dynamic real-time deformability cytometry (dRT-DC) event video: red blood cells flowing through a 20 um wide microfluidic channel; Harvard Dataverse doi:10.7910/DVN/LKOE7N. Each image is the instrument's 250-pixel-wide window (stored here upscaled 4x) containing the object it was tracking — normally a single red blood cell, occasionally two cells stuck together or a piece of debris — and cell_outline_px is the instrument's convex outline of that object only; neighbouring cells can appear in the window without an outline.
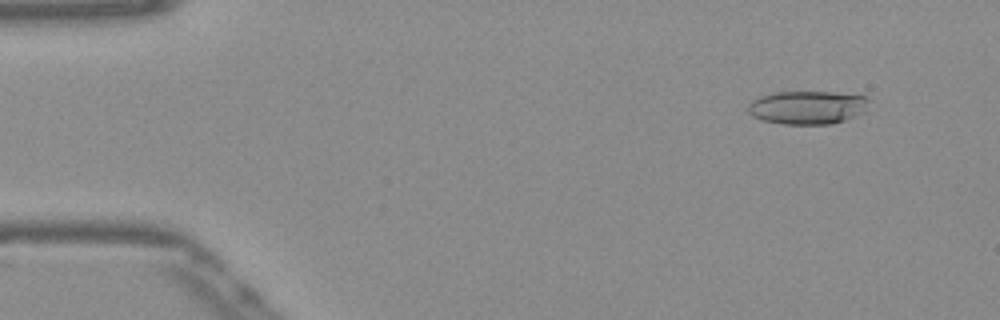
{"species": "Egyptian fruit bat (a non-hibernating species)", "species_latin": "Rousettus aegyptiacus", "temperature_condition": "warm", "stored_images_in_passage": 52, "camera_frame_rate_fps": 3000, "um_per_image_px": 0.085, "frame": {"image": 1, "passage_image": 5, "time_ms": 1.333, "image_size_px": [1000, 320], "cell_outline_px": [[868, 100], [864, 112], [856, 116], [832, 124], [784, 124], [764, 120], [752, 116], [748, 112], [748, 104], [752, 100], [760, 96], [776, 92], [832, 92], [864, 96]], "centroid_in_image_um": [68.61, 9.13], "position_along_channel_um": 16.4, "area_um2": 23.35}}
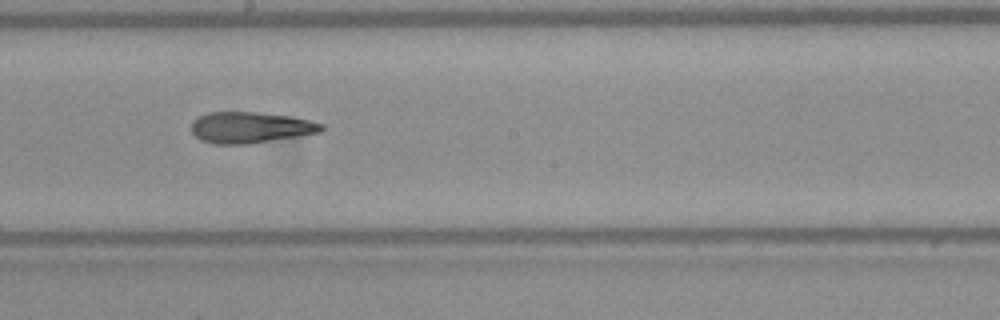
{"frame": {"image": 2, "passage_image": 29, "time_ms": 9.333, "image_size_px": [1000, 320], "cell_outline_px": [[324, 128], [320, 132], [248, 144], [216, 144], [200, 140], [192, 132], [192, 120], [208, 112], [256, 112], [288, 116], [308, 120], [324, 124]], "centroid_in_image_um": [21.25, 10.83], "position_along_channel_um": 227.0, "area_um2": 23.35}}
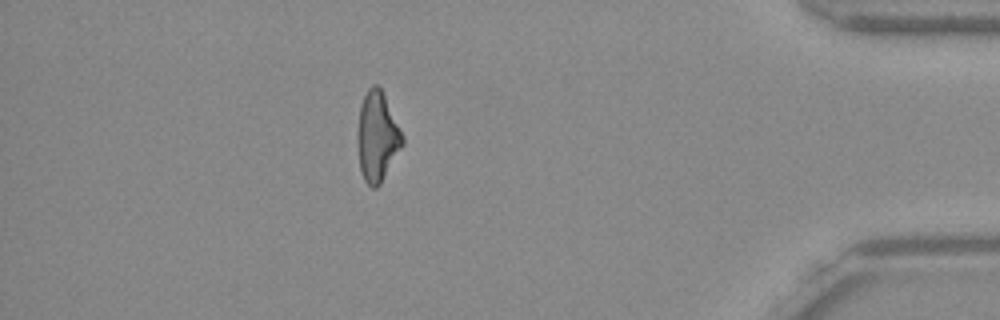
{"frame": {"image": 3, "passage_image": 46, "time_ms": 15.0, "image_size_px": [1000, 320], "cell_outline_px": [[404, 144], [380, 184], [376, 188], [372, 188], [364, 180], [360, 172], [360, 104], [368, 88], [372, 84], [376, 84], [380, 88], [404, 136]], "centroid_in_image_um": [32.11, 11.63], "position_along_channel_um": 403.1, "area_um2": 22.6}, "authors_computed_cell_mechanics": {"area_um2": 23.9292, "velocity_mm_per_s": 3.9083, "shape_relaxation_time_tau1_ms": null, "shape_relaxation_time_tau2_ms": 4.5951, "deformation_change_tau1": null, "deformation_change_tau2": 0.1546}}